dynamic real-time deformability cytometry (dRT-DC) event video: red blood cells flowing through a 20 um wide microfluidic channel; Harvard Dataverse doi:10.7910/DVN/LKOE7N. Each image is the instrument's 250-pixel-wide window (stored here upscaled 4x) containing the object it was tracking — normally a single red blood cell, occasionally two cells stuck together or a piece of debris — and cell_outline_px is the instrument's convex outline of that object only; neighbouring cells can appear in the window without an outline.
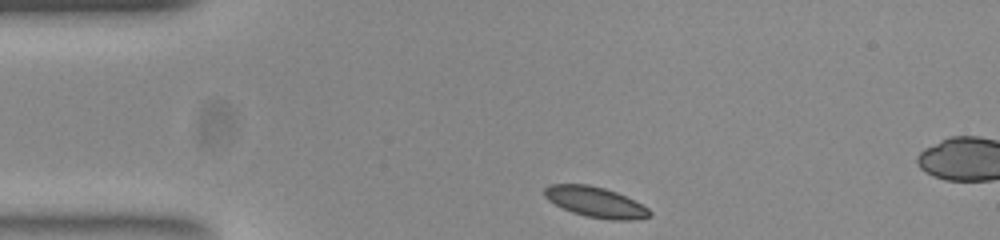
{"species": "common noctule bat (a hibernating species)", "species_latin": "Nyctalus noctula", "temperature_condition": "room temperature", "stored_images_in_passage": 34, "camera_frame_rate_fps": 3000, "um_per_image_px": 0.085, "animal": {"sex": "female", "body_mass_g": 23.0, "forearm_length_mm": 53.4}, "frame": {"image": 1, "passage_image": 1, "time_ms": 0.0, "image_size_px": [1000, 240], "cell_outline_px": [[652, 216], [632, 220], [612, 220], [584, 216], [572, 212], [548, 200], [544, 196], [544, 188], [548, 184], [588, 184], [604, 188], [616, 192], [648, 208], [652, 212]], "centroid_in_image_um": [50.6, 17.18], "position_along_channel_um": 34.4, "area_um2": 18.55}}
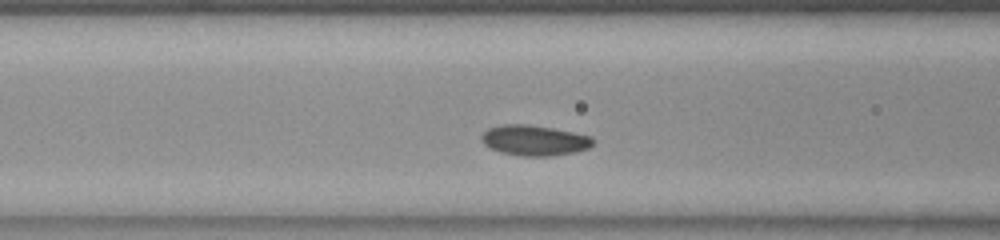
{"frame": {"image": 2, "passage_image": 11, "time_ms": 3.333, "image_size_px": [1000, 240], "cell_outline_px": [[596, 140], [588, 148], [576, 152], [552, 156], [520, 156], [500, 152], [488, 148], [480, 140], [480, 136], [488, 128], [504, 124], [528, 124], [552, 128], [592, 136]], "centroid_in_image_um": [45.4, 11.93], "position_along_channel_um": 121.2, "area_um2": 20.0}}
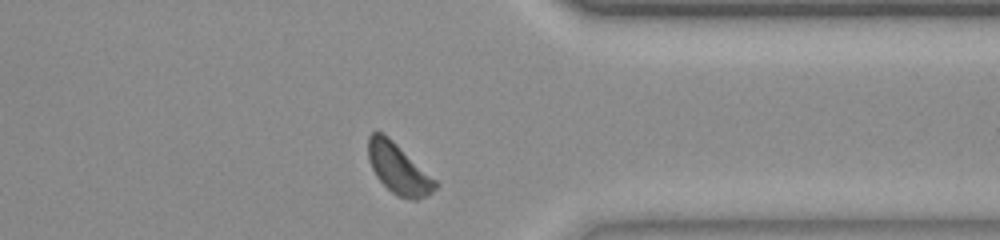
{"frame": {"image": 3, "passage_image": 32, "time_ms": 10.333, "image_size_px": [1000, 240], "cell_outline_px": [[440, 184], [428, 196], [416, 200], [412, 200], [400, 196], [392, 192], [376, 176], [368, 160], [368, 136], [372, 132], [384, 132], [436, 180]], "centroid_in_image_um": [33.87, 14.33], "position_along_channel_um": 377.5, "area_um2": 19.59}}